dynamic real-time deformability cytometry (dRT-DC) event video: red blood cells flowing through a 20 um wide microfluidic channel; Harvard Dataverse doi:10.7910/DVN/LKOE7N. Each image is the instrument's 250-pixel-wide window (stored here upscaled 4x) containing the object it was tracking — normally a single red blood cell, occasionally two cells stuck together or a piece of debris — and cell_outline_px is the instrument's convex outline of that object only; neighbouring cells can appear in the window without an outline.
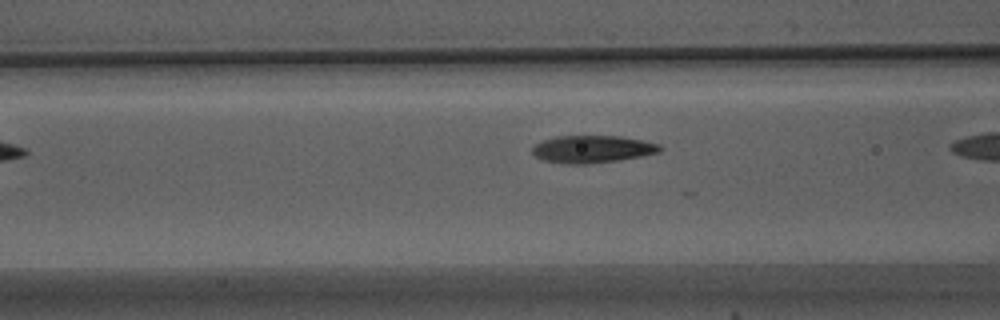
{"species": "Egyptian fruit bat (a non-hibernating species)", "species_latin": "Rousettus aegyptiacus", "temperature_condition": "warm", "stored_images_in_passage": 8, "camera_frame_rate_fps": 3000, "um_per_image_px": 0.085, "animal": {"sex": "male"}, "frame": {"image": 1, "passage_image": 6, "time_ms": 1.667, "image_size_px": [1000, 320], "cell_outline_px": [[664, 148], [660, 152], [620, 160], [588, 164], [568, 164], [544, 160], [536, 156], [532, 152], [532, 148], [536, 144], [544, 140], [556, 136], [620, 136], [660, 144]], "centroid_in_image_um": [50.38, 12.68], "position_along_channel_um": 116.2, "area_um2": 20.29}}